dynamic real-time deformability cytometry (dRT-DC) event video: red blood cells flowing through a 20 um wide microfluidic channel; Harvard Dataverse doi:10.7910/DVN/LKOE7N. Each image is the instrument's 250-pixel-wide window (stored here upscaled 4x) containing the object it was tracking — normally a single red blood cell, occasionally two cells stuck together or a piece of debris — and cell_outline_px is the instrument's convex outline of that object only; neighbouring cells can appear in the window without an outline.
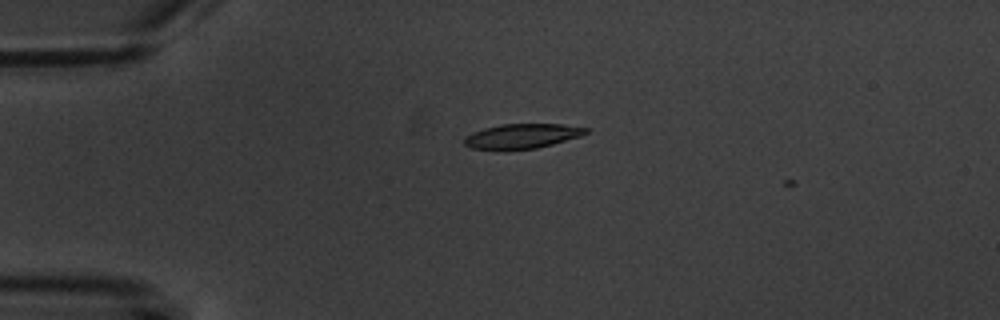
{"species": "common noctule bat (a hibernating species)", "species_latin": "Nyctalus noctula", "temperature_condition": "warm", "stored_images_in_passage": 2, "camera_frame_rate_fps": 3000, "um_per_image_px": 0.085, "animal": {"sex": "male", "body_mass_g": 20.1, "forearm_length_mm": 53.5}, "frame": {"image": 1, "passage_image": 2, "time_ms": 1.667, "image_size_px": [1000, 320], "cell_outline_px": [[588, 132], [580, 136], [552, 144], [536, 148], [472, 148], [464, 144], [464, 136], [472, 132], [484, 128], [500, 124], [564, 124], [588, 128]], "centroid_in_image_um": [44.39, 11.53], "position_along_channel_um": 40.6, "area_um2": 17.05}}